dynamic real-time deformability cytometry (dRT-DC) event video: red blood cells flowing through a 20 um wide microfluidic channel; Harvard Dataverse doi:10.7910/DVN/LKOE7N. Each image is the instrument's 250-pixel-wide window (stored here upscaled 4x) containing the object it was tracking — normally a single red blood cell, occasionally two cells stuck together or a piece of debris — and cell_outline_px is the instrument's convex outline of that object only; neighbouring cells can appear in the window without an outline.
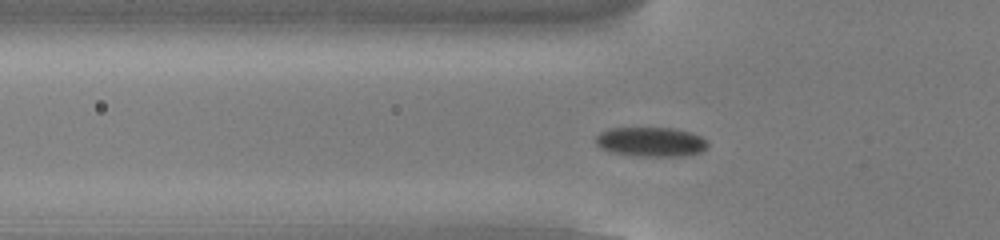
{"species": "common noctule bat (a hibernating species)", "species_latin": "Nyctalus noctula", "temperature_condition": "cold", "stored_images_in_passage": 38, "camera_frame_rate_fps": 3000, "um_per_image_px": 0.085, "animal": {"sex": "male", "body_mass_g": 13.0, "forearm_length_mm": 53.1}, "frame": {"image": 1, "passage_image": 2, "time_ms": 0.333, "image_size_px": [1000, 240], "cell_outline_px": [[708, 144], [700, 152], [684, 156], [640, 156], [612, 152], [600, 148], [596, 144], [596, 136], [600, 132], [608, 128], [672, 128], [692, 132], [708, 140]], "centroid_in_image_um": [55.32, 12.05], "position_along_channel_um": 70.5, "area_um2": 19.25}}
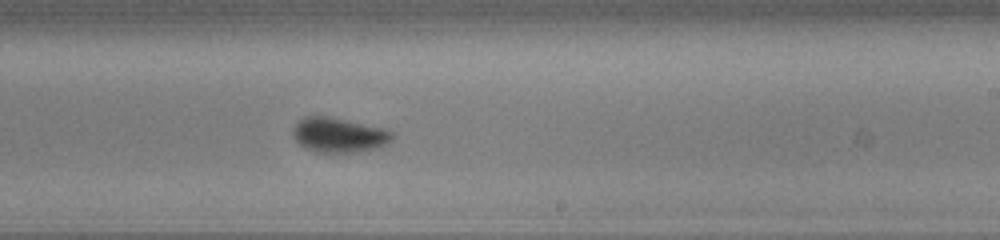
{"frame": {"image": 2, "passage_image": 17, "time_ms": 5.333, "image_size_px": [1000, 240], "cell_outline_px": [[396, 136], [388, 144], [380, 148], [356, 152], [316, 152], [304, 148], [292, 136], [292, 132], [296, 124], [304, 116], [328, 116], [384, 128], [392, 132]], "centroid_in_image_um": [28.84, 11.48], "position_along_channel_um": 260.2, "area_um2": 20.29}}
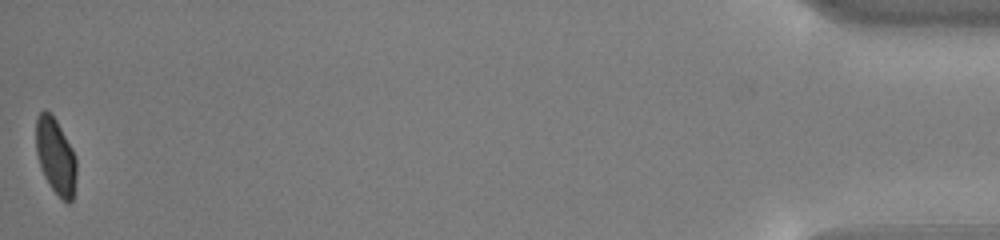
{"frame": {"image": 3, "passage_image": 38, "time_ms": 12.333, "image_size_px": [1000, 240], "cell_outline_px": [[76, 176], [72, 200], [68, 204], [52, 188], [44, 176], [40, 168], [36, 152], [36, 116], [44, 108], [56, 120], [72, 148], [76, 156]], "centroid_in_image_um": [4.72, 13.25], "position_along_channel_um": 430.5, "area_um2": 17.8}, "authors_computed_cell_mechanics": {"area_um2": 19.7387, "velocity_mm_per_s": 3.8067, "shape_relaxation_time_tau1_ms": 4.1971, "shape_relaxation_time_tau2_ms": null, "deformation_change_tau1": 0.0876, "deformation_change_tau2": null}}